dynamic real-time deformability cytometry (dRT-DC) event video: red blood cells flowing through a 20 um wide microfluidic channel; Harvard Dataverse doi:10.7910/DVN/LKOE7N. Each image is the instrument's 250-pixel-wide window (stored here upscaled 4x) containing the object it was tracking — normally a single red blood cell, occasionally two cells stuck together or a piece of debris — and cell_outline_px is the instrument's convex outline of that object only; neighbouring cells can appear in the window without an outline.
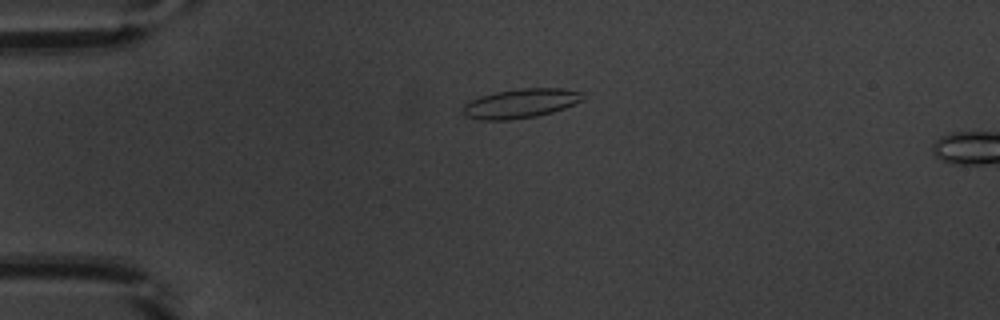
{"species": "common noctule bat (a hibernating species)", "species_latin": "Nyctalus noctula", "temperature_condition": "warm", "stored_images_in_passage": 13, "camera_frame_rate_fps": 3000, "um_per_image_px": 0.085, "animal": {"sex": "male", "body_mass_g": 20.1, "forearm_length_mm": 53.5}, "frame": {"image": 1, "passage_image": 10, "time_ms": 3.0, "image_size_px": [1000, 320], "cell_outline_px": [[584, 92], [580, 100], [564, 108], [552, 112], [536, 116], [512, 120], [480, 120], [464, 116], [464, 104], [480, 96], [496, 92], [520, 88], [560, 88]], "centroid_in_image_um": [44.22, 8.79], "position_along_channel_um": 40.8, "area_um2": 20.29}}